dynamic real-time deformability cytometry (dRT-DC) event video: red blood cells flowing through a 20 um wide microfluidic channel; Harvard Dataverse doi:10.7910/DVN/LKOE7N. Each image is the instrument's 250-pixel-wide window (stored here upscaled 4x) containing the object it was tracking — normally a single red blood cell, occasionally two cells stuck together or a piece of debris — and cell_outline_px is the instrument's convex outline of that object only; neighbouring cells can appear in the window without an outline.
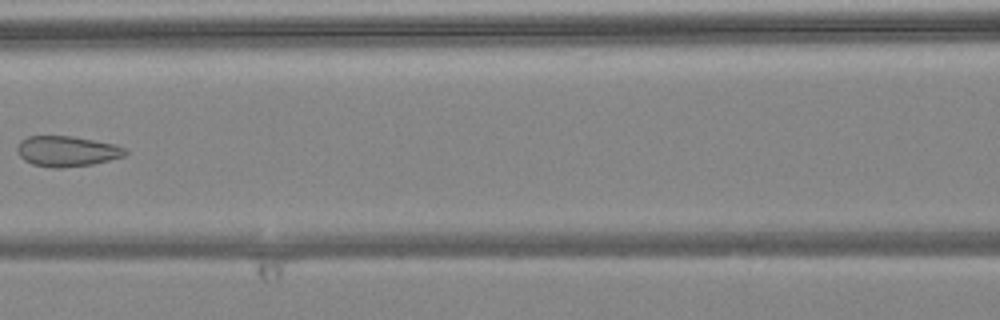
{"species": "common noctule bat (a hibernating species)", "species_latin": "Nyctalus noctula", "temperature_condition": "warm", "stored_images_in_passage": 7, "camera_frame_rate_fps": 3000, "um_per_image_px": 0.085, "animal": {"sex": "female", "body_mass_g": 24.6, "forearm_length_mm": 56.2}, "frame": {"image": 1, "passage_image": 6, "time_ms": 1.667, "image_size_px": [1000, 320], "cell_outline_px": [[128, 152], [124, 156], [92, 164], [60, 168], [52, 168], [32, 164], [24, 160], [20, 156], [16, 148], [20, 140], [28, 136], [72, 136], [116, 144], [124, 148]], "centroid_in_image_um": [5.67, 12.85], "position_along_channel_um": 160.9, "area_um2": 19.19}}
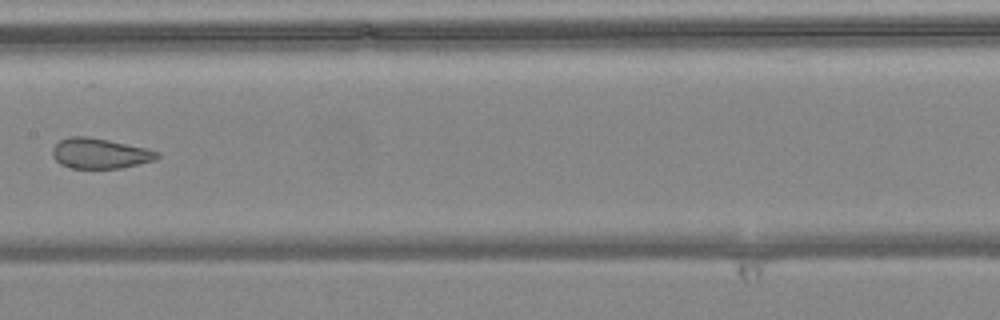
{"frame": {"image": 2, "passage_image": 7, "time_ms": 2.0, "image_size_px": [1000, 320], "cell_outline_px": [[160, 156], [156, 160], [120, 168], [72, 168], [60, 164], [52, 156], [52, 148], [60, 140], [68, 136], [88, 136], [148, 148], [160, 152]], "centroid_in_image_um": [8.5, 13.03], "position_along_channel_um": 198.9, "area_um2": 18.61}}